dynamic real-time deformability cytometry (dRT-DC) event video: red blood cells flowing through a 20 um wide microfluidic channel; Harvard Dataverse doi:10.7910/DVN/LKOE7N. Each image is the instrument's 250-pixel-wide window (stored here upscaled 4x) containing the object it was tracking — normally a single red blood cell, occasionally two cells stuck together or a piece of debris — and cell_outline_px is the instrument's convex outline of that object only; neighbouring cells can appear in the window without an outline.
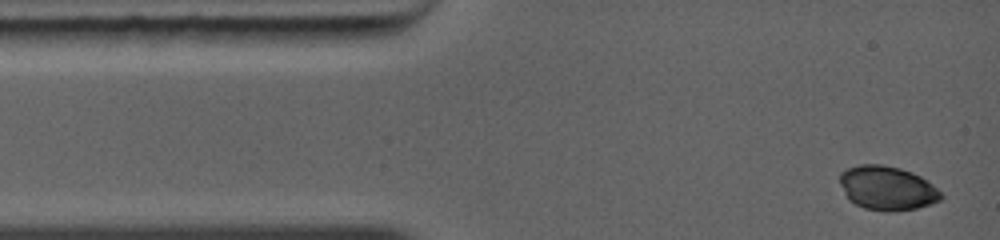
{"species": "common noctule bat (a hibernating species)", "species_latin": "Nyctalus noctula", "temperature_condition": "warm", "stored_images_in_passage": 4, "camera_frame_rate_fps": 5000, "um_per_image_px": 0.085, "animal": {"sex": "female", "body_mass_g": 19.0, "forearm_length_mm": 56.7}, "frame": {"image": 1, "passage_image": 1, "time_ms": 0.0, "image_size_px": [1000, 240], "cell_outline_px": [[944, 196], [940, 200], [916, 208], [888, 212], [864, 208], [848, 200], [840, 184], [840, 172], [848, 168], [860, 164], [880, 164], [900, 168], [912, 172], [920, 176], [932, 184]], "centroid_in_image_um": [75.39, 15.98], "position_along_channel_um": 9.6, "area_um2": 25.89}}
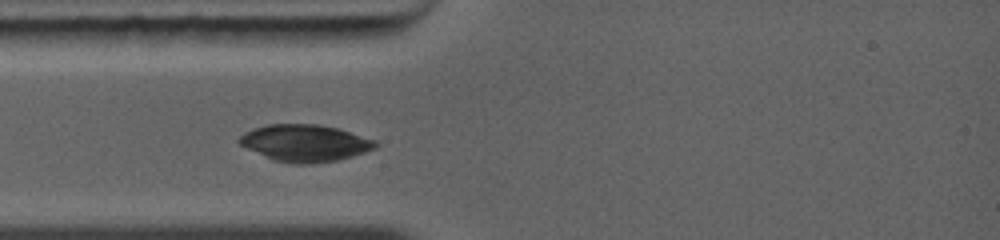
{"frame": {"image": 2, "passage_image": 3, "time_ms": 2.4, "image_size_px": [1000, 240], "cell_outline_px": [[380, 144], [376, 148], [352, 156], [336, 160], [312, 164], [292, 164], [272, 160], [240, 144], [236, 140], [244, 132], [252, 128], [268, 124], [316, 124], [336, 128], [376, 140]], "centroid_in_image_um": [25.91, 12.16], "position_along_channel_um": 59.1, "area_um2": 29.3}}
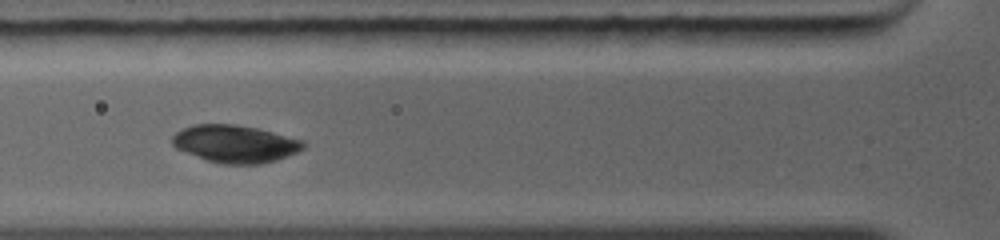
{"frame": {"image": 3, "passage_image": 4, "time_ms": 3.4, "image_size_px": [1000, 240], "cell_outline_px": [[304, 148], [296, 152], [276, 160], [260, 164], [224, 164], [208, 160], [176, 148], [172, 144], [172, 136], [176, 132], [192, 124], [236, 124], [256, 128], [304, 140]], "centroid_in_image_um": [19.98, 12.21], "position_along_channel_um": 105.8, "area_um2": 28.38}}